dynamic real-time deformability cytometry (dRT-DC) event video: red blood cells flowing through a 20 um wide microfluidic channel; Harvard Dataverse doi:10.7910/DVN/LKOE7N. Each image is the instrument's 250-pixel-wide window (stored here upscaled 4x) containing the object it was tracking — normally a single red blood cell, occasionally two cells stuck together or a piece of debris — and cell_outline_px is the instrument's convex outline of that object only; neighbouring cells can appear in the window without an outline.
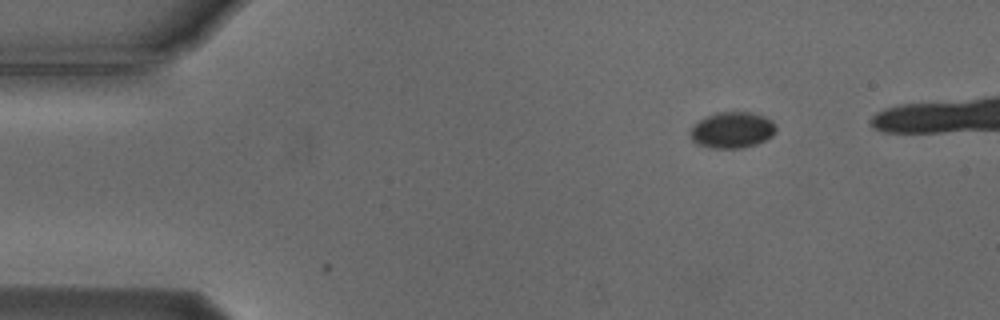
{"species": "Egyptian fruit bat (a non-hibernating species)", "species_latin": "Rousettus aegyptiacus", "temperature_condition": "cold", "stored_images_in_passage": 2, "camera_frame_rate_fps": 3000, "um_per_image_px": 0.085, "animal": {"sex": "male"}, "frame": {"image": 1, "passage_image": 2, "time_ms": 0.333, "image_size_px": [1000, 320], "cell_outline_px": [[776, 132], [772, 136], [756, 144], [740, 148], [712, 148], [696, 144], [692, 140], [688, 132], [692, 124], [704, 116], [716, 112], [752, 112], [764, 116], [772, 120], [776, 128]], "centroid_in_image_um": [62.18, 11.04], "position_along_channel_um": 22.8, "area_um2": 18.38}}